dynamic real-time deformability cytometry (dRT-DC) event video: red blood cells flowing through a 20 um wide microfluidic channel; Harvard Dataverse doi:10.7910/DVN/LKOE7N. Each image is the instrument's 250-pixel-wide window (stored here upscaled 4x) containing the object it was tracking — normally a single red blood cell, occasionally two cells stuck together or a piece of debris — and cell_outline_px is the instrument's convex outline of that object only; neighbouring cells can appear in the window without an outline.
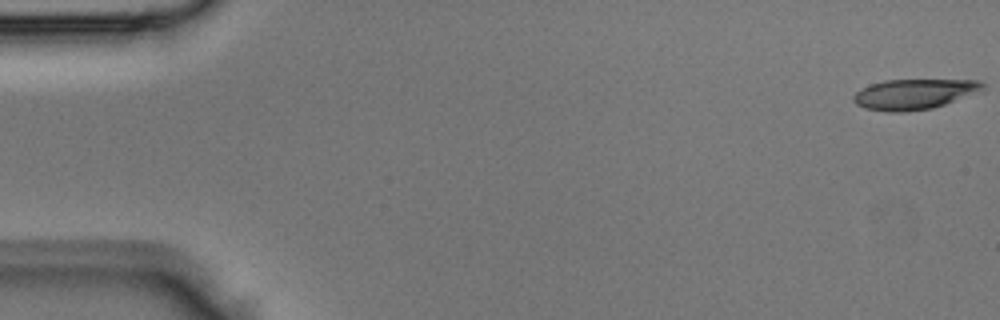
{"species": "Egyptian fruit bat (a non-hibernating species)", "species_latin": "Rousettus aegyptiacus", "temperature_condition": "room temperature", "stored_images_in_passage": 4, "camera_frame_rate_fps": 3000, "um_per_image_px": 0.085, "animal": {"sex": "male"}, "frame": {"image": 1, "passage_image": 1, "time_ms": 0.0, "image_size_px": [1000, 320], "cell_outline_px": [[984, 88], [944, 104], [932, 108], [904, 112], [888, 112], [864, 108], [856, 104], [852, 100], [852, 96], [856, 92], [872, 84], [884, 80], [980, 80], [984, 84]], "centroid_in_image_um": [77.63, 8.0], "position_along_channel_um": 7.4, "area_um2": 22.43}}
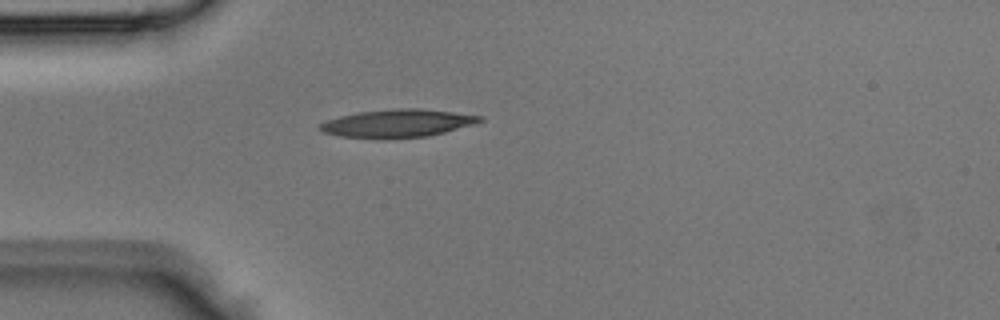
{"frame": {"image": 2, "passage_image": 4, "time_ms": 1.0, "image_size_px": [1000, 320], "cell_outline_px": [[484, 120], [472, 124], [444, 132], [428, 136], [340, 136], [324, 132], [316, 128], [320, 124], [328, 120], [340, 116], [360, 112], [396, 108], [420, 108], [484, 116]], "centroid_in_image_um": [33.82, 10.44], "position_along_channel_um": 51.2, "area_um2": 24.91}}